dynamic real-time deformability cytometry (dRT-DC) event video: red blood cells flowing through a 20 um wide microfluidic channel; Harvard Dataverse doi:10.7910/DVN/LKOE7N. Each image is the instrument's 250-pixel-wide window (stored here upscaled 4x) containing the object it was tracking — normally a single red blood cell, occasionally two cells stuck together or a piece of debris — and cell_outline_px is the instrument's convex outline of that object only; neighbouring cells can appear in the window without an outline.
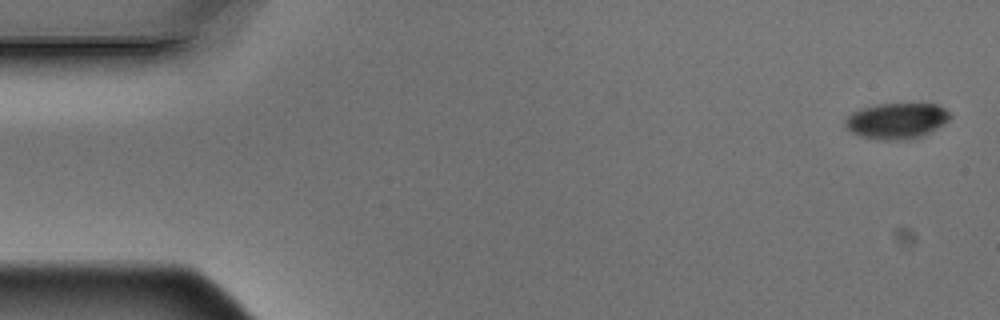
{"species": "Egyptian fruit bat (a non-hibernating species)", "species_latin": "Rousettus aegyptiacus", "temperature_condition": "warm", "stored_images_in_passage": 5, "camera_frame_rate_fps": 3000, "um_per_image_px": 0.085, "animal": {"sex": "male"}, "frame": {"image": 1, "passage_image": 1, "time_ms": 0.0, "image_size_px": [1000, 320], "cell_outline_px": [[952, 116], [948, 120], [936, 128], [920, 136], [908, 140], [880, 140], [860, 136], [852, 132], [844, 124], [844, 120], [852, 112], [876, 104], [936, 104], [944, 108]], "centroid_in_image_um": [76.19, 10.27], "position_along_channel_um": 8.8, "area_um2": 21.68}}
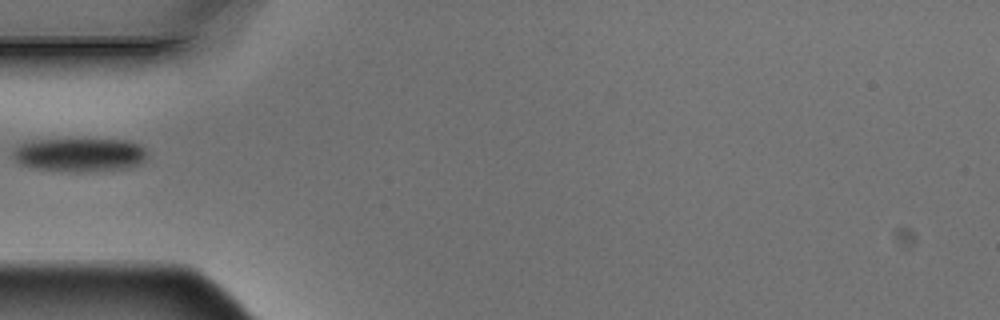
{"frame": {"image": 2, "passage_image": 5, "time_ms": 1.333, "image_size_px": [1000, 320], "cell_outline_px": [[148, 156], [140, 164], [128, 168], [72, 172], [68, 172], [36, 168], [20, 164], [12, 156], [12, 152], [20, 144], [40, 140], [124, 140], [140, 144], [148, 152]], "centroid_in_image_um": [6.81, 13.16], "position_along_channel_um": 78.2, "area_um2": 26.13}}